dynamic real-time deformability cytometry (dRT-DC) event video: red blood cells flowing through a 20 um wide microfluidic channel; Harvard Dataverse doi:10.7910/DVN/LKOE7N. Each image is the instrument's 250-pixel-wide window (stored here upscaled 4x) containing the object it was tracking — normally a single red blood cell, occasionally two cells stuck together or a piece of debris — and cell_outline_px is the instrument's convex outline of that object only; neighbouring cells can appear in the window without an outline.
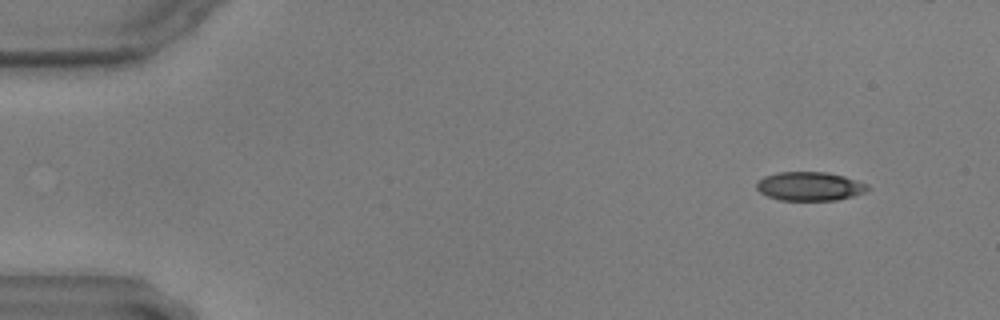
{"species": "common noctule bat (a hibernating species)", "species_latin": "Nyctalus noctula", "temperature_condition": "warm", "stored_images_in_passage": 14, "camera_frame_rate_fps": 3000, "um_per_image_px": 0.085, "animal": {"sex": "male", "body_mass_g": 17.9, "forearm_length_mm": 54.2}, "frame": {"image": 1, "passage_image": 1, "time_ms": 0.0, "image_size_px": [1000, 320], "cell_outline_px": [[868, 188], [864, 192], [852, 196], [836, 200], [780, 200], [768, 196], [760, 192], [756, 188], [756, 184], [764, 176], [776, 172], [824, 172], [844, 176], [868, 184]], "centroid_in_image_um": [68.8, 15.83], "position_along_channel_um": 16.2, "area_um2": 18.5}}